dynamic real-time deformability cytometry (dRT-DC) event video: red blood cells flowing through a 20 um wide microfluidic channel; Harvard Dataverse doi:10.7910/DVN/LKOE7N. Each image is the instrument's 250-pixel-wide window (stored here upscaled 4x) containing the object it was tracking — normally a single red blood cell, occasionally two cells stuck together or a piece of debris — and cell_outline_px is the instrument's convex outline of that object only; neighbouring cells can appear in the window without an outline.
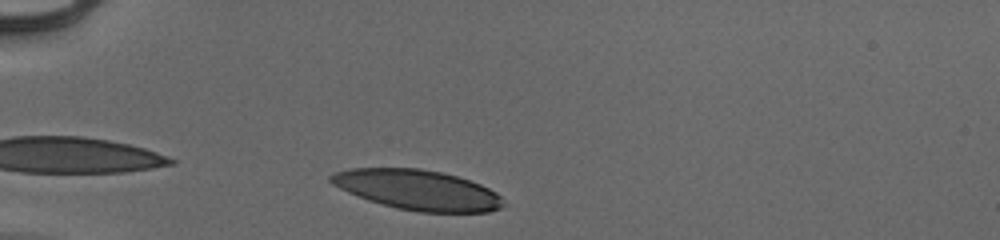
{"species": "human", "species_latin": "Homo sapiens", "temperature_condition": "cold", "stored_images_in_passage": 32, "camera_frame_rate_fps": 3000, "um_per_image_px": 0.085, "donor": {"sex": "male"}, "frame": {"image": 1, "passage_image": 2, "time_ms": 0.333, "image_size_px": [1000, 240], "cell_outline_px": [[508, 204], [500, 208], [488, 212], [420, 212], [396, 208], [368, 200], [348, 192], [332, 184], [328, 180], [328, 176], [336, 172], [348, 168], [420, 168], [440, 172], [456, 176], [480, 184], [496, 192]], "centroid_in_image_um": [35.5, 16.14], "position_along_channel_um": 49.5, "area_um2": 40.29}}
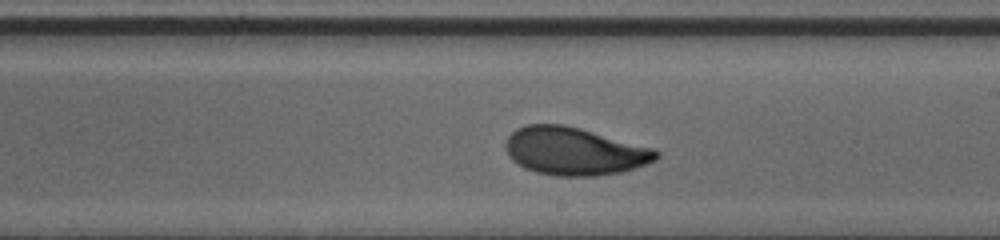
{"frame": {"image": 2, "passage_image": 19, "time_ms": 6.0, "image_size_px": [1000, 240], "cell_outline_px": [[660, 156], [656, 160], [648, 164], [636, 168], [620, 172], [596, 176], [556, 176], [536, 172], [524, 168], [512, 160], [504, 144], [508, 136], [516, 128], [524, 124], [564, 124], [580, 128], [656, 148], [660, 152]], "centroid_in_image_um": [48.85, 12.85], "position_along_channel_um": 240.1, "area_um2": 42.43}}
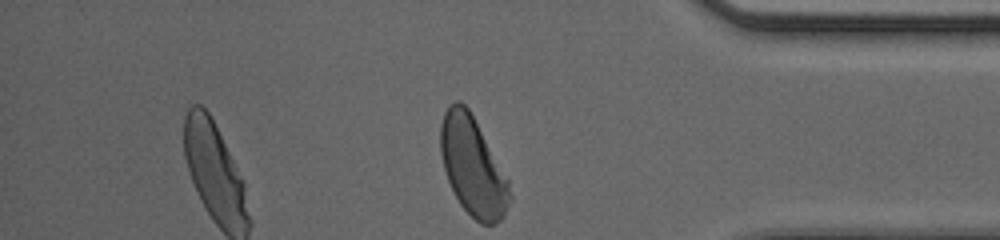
{"frame": {"image": 3, "passage_image": 32, "time_ms": 10.333, "image_size_px": [1000, 240], "cell_outline_px": [[512, 200], [504, 216], [500, 220], [492, 224], [480, 224], [460, 204], [448, 180], [444, 168], [440, 152], [440, 124], [444, 112], [448, 104], [456, 100], [460, 100], [468, 108], [508, 180], [512, 196]], "centroid_in_image_um": [40.17, 14.14], "position_along_channel_um": 395.0, "area_um2": 39.42}, "authors_computed_cell_mechanics": {"area_um2": 41.4137, "velocity_mm_per_s": 3.9317, "shape_relaxation_time_tau1_ms": 3.0304, "shape_relaxation_time_tau2_ms": 1.451, "deformation_change_tau1": 0.1475, "deformation_change_tau2": 0.0653}}